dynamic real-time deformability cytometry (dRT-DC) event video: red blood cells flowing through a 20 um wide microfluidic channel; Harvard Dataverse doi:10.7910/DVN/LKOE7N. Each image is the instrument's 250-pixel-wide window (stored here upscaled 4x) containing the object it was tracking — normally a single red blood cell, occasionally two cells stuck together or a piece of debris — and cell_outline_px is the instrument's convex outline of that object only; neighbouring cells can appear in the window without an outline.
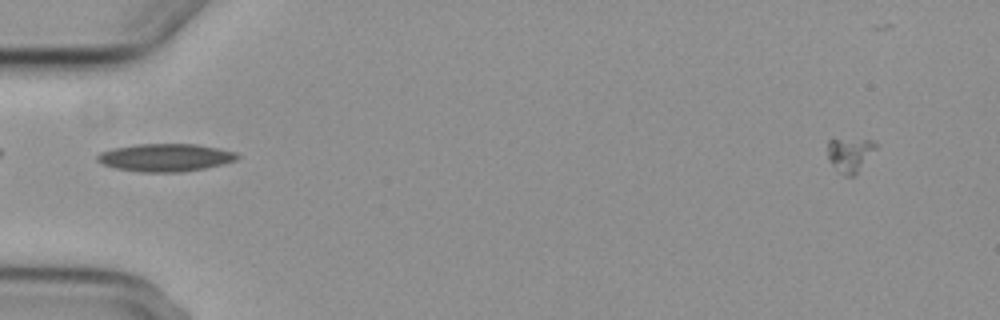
{"species": "common noctule bat (a hibernating species)", "species_latin": "Nyctalus noctula", "temperature_condition": "cold", "stored_images_in_passage": 5, "camera_frame_rate_fps": 3000, "um_per_image_px": 0.085, "animal": {"sex": "female", "body_mass_g": 29.2, "forearm_length_mm": 56.3}, "frame": {"image": 1, "passage_image": 2, "time_ms": 1.333, "image_size_px": [1000, 320], "cell_outline_px": [[240, 156], [236, 160], [204, 168], [180, 172], [140, 172], [116, 168], [104, 164], [96, 160], [96, 156], [100, 152], [112, 148], [136, 144], [196, 144], [236, 152]], "centroid_in_image_um": [14.02, 13.38], "position_along_channel_um": 71.0, "area_um2": 22.48}}
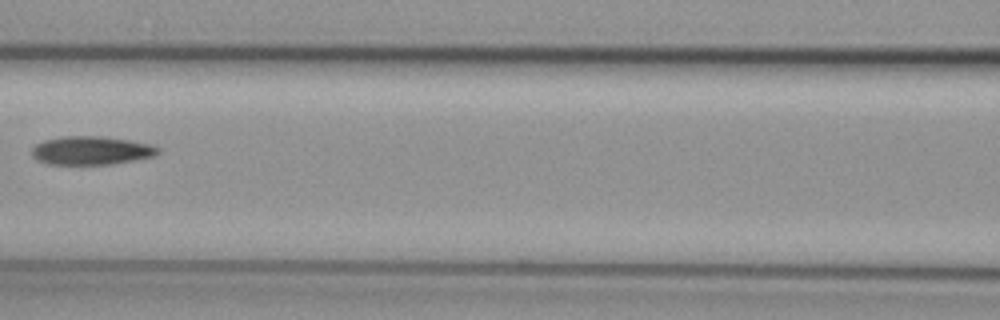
{"frame": {"image": 2, "passage_image": 4, "time_ms": 3.667, "image_size_px": [1000, 320], "cell_outline_px": [[160, 152], [156, 156], [112, 164], [48, 164], [36, 160], [32, 156], [32, 148], [36, 144], [44, 140], [64, 136], [104, 136], [152, 144], [160, 148]], "centroid_in_image_um": [7.78, 12.79], "position_along_channel_um": 158.8, "area_um2": 21.1}}
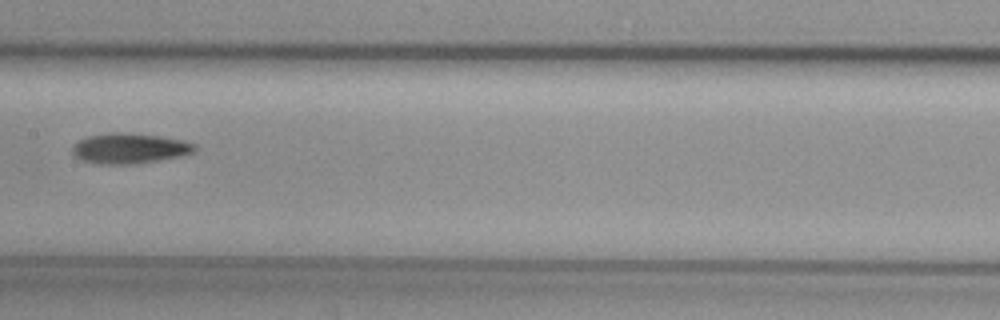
{"frame": {"image": 3, "passage_image": 5, "time_ms": 4.667, "image_size_px": [1000, 320], "cell_outline_px": [[196, 148], [192, 152], [180, 156], [160, 160], [136, 164], [96, 164], [80, 160], [72, 156], [72, 144], [84, 136], [108, 132], [124, 132], [160, 136], [184, 140], [196, 144]], "centroid_in_image_um": [10.93, 12.6], "position_along_channel_um": 196.5, "area_um2": 22.14}}